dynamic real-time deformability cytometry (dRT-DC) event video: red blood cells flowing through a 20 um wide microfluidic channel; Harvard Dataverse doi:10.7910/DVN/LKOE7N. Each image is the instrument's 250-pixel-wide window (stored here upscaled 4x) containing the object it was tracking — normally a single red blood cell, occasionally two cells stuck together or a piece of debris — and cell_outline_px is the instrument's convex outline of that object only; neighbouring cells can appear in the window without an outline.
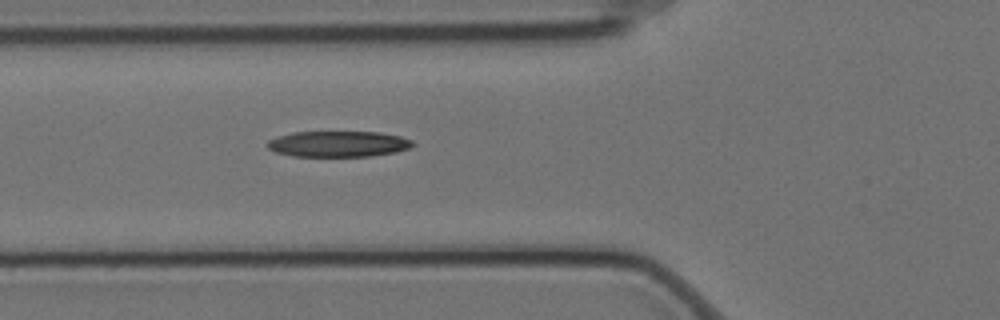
{"species": "Egyptian fruit bat (a non-hibernating species)", "species_latin": "Rousettus aegyptiacus", "temperature_condition": "cold", "stored_images_in_passage": 6, "camera_frame_rate_fps": 3000, "um_per_image_px": 0.085, "animal": {"sex": "female"}, "frame": {"image": 1, "passage_image": 6, "time_ms": 1.667, "image_size_px": [1000, 320], "cell_outline_px": [[416, 144], [408, 148], [396, 152], [368, 156], [292, 156], [276, 152], [268, 148], [264, 144], [268, 140], [292, 132], [380, 132], [400, 136], [412, 140]], "centroid_in_image_um": [28.74, 12.23], "position_along_channel_um": 97.1, "area_um2": 21.91}}